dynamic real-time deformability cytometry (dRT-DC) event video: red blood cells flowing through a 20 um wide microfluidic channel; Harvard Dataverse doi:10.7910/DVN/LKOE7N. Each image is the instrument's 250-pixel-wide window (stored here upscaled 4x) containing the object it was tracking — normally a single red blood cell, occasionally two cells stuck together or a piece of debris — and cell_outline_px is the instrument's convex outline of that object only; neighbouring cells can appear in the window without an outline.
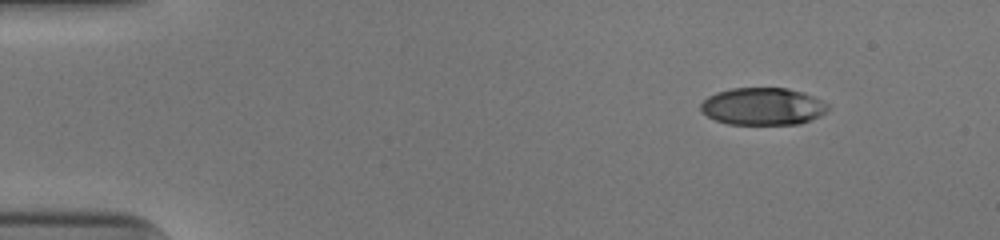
{"species": "human", "species_latin": "Homo sapiens", "temperature_condition": "cold", "stored_images_in_passage": 46, "camera_frame_rate_fps": 3000, "um_per_image_px": 0.085, "donor": {"sex": "male"}, "frame": {"image": 1, "passage_image": 1, "time_ms": 0.0, "image_size_px": [1000, 240], "cell_outline_px": [[828, 112], [812, 120], [800, 124], [728, 124], [716, 120], [700, 112], [700, 104], [708, 96], [716, 92], [732, 88], [788, 88], [804, 92], [828, 104]], "centroid_in_image_um": [64.84, 9.05], "position_along_channel_um": 20.2, "area_um2": 27.86}}
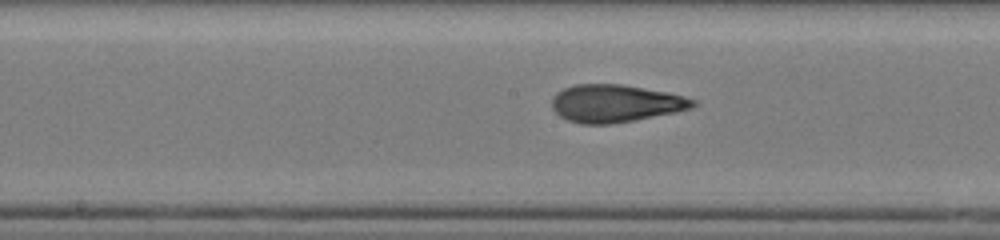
{"frame": {"image": 2, "passage_image": 22, "time_ms": 7.0, "image_size_px": [1000, 240], "cell_outline_px": [[696, 104], [692, 108], [676, 112], [612, 124], [580, 124], [568, 120], [560, 116], [552, 108], [552, 96], [556, 92], [564, 88], [576, 84], [620, 84], [668, 92], [684, 96], [696, 100]], "centroid_in_image_um": [52.3, 8.79], "position_along_channel_um": 195.9, "area_um2": 30.92}}
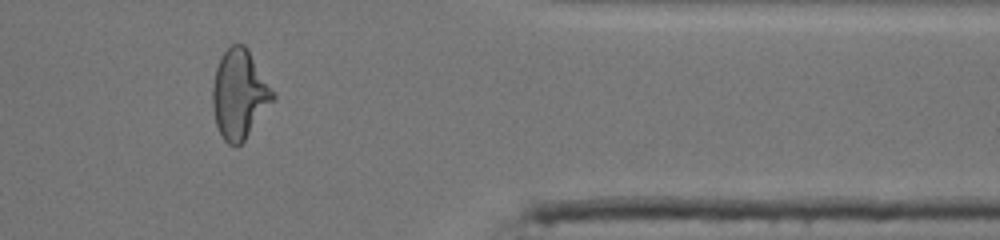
{"frame": {"image": 3, "passage_image": 38, "time_ms": 12.333, "image_size_px": [1000, 240], "cell_outline_px": [[276, 96], [244, 140], [236, 148], [228, 144], [224, 140], [216, 124], [212, 108], [212, 84], [216, 68], [224, 52], [232, 44], [244, 44], [248, 48], [276, 92]], "centroid_in_image_um": [20.35, 8.0], "position_along_channel_um": 391.0, "area_um2": 31.39}, "authors_computed_cell_mechanics": {"area_um2": 30.6918, "velocity_mm_per_s": 4.0002, "shape_relaxation_time_tau1_ms": 5.1297, "shape_relaxation_time_tau2_ms": 1.4681, "deformation_change_tau1": 0.2085, "deformation_change_tau2": 0.0933}}